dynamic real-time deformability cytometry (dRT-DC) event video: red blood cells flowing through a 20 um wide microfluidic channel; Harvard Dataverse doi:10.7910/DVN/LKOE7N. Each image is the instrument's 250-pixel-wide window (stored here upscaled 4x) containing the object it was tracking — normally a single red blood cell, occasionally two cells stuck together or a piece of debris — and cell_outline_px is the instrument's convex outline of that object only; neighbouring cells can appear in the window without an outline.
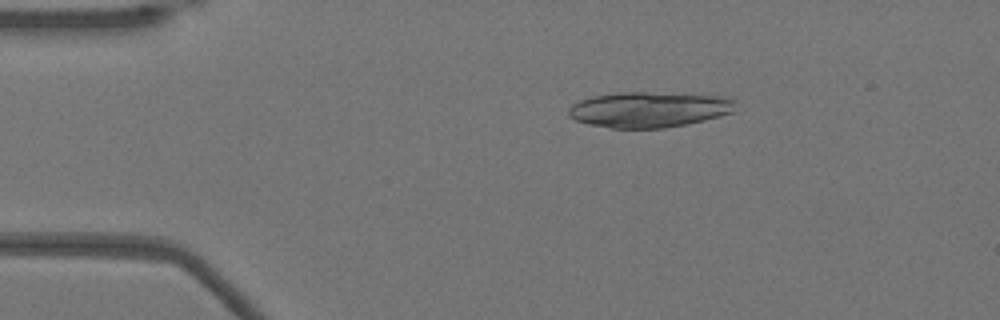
{"species": "Egyptian fruit bat (a non-hibernating species)", "species_latin": "Rousettus aegyptiacus", "temperature_condition": "warm", "stored_images_in_passage": 51, "camera_frame_rate_fps": 3000, "um_per_image_px": 0.085, "animal": {"sex": "female"}, "frame": {"image": 1, "passage_image": 9, "time_ms": 2.667, "image_size_px": [1000, 320], "cell_outline_px": [[736, 112], [704, 120], [664, 128], [612, 128], [588, 124], [576, 120], [568, 116], [568, 108], [572, 104], [580, 100], [592, 96], [616, 92], [684, 92], [732, 96], [736, 100]], "centroid_in_image_um": [55.27, 9.27], "position_along_channel_um": 29.7, "area_um2": 35.6}}